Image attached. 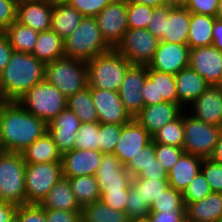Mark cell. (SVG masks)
<instances>
[{
  "mask_svg": "<svg viewBox=\"0 0 222 222\" xmlns=\"http://www.w3.org/2000/svg\"><path fill=\"white\" fill-rule=\"evenodd\" d=\"M48 132V123L17 101L1 103L0 139L2 151L21 153Z\"/></svg>",
  "mask_w": 222,
  "mask_h": 222,
  "instance_id": "cell-1",
  "label": "cell"
},
{
  "mask_svg": "<svg viewBox=\"0 0 222 222\" xmlns=\"http://www.w3.org/2000/svg\"><path fill=\"white\" fill-rule=\"evenodd\" d=\"M45 63L28 53L13 51L0 73V92L5 101H18L34 85L45 80Z\"/></svg>",
  "mask_w": 222,
  "mask_h": 222,
  "instance_id": "cell-2",
  "label": "cell"
},
{
  "mask_svg": "<svg viewBox=\"0 0 222 222\" xmlns=\"http://www.w3.org/2000/svg\"><path fill=\"white\" fill-rule=\"evenodd\" d=\"M87 64V80L90 88L118 92L132 64L114 48L90 59Z\"/></svg>",
  "mask_w": 222,
  "mask_h": 222,
  "instance_id": "cell-3",
  "label": "cell"
},
{
  "mask_svg": "<svg viewBox=\"0 0 222 222\" xmlns=\"http://www.w3.org/2000/svg\"><path fill=\"white\" fill-rule=\"evenodd\" d=\"M111 49L102 37L95 17H83L80 25L64 40V57L84 62Z\"/></svg>",
  "mask_w": 222,
  "mask_h": 222,
  "instance_id": "cell-4",
  "label": "cell"
},
{
  "mask_svg": "<svg viewBox=\"0 0 222 222\" xmlns=\"http://www.w3.org/2000/svg\"><path fill=\"white\" fill-rule=\"evenodd\" d=\"M25 168L21 153L0 151V200L26 204Z\"/></svg>",
  "mask_w": 222,
  "mask_h": 222,
  "instance_id": "cell-5",
  "label": "cell"
},
{
  "mask_svg": "<svg viewBox=\"0 0 222 222\" xmlns=\"http://www.w3.org/2000/svg\"><path fill=\"white\" fill-rule=\"evenodd\" d=\"M45 80L67 98L88 86L87 64L68 57L56 59L46 63Z\"/></svg>",
  "mask_w": 222,
  "mask_h": 222,
  "instance_id": "cell-6",
  "label": "cell"
},
{
  "mask_svg": "<svg viewBox=\"0 0 222 222\" xmlns=\"http://www.w3.org/2000/svg\"><path fill=\"white\" fill-rule=\"evenodd\" d=\"M17 102L29 113L47 123L67 107V98L46 80L26 91Z\"/></svg>",
  "mask_w": 222,
  "mask_h": 222,
  "instance_id": "cell-7",
  "label": "cell"
},
{
  "mask_svg": "<svg viewBox=\"0 0 222 222\" xmlns=\"http://www.w3.org/2000/svg\"><path fill=\"white\" fill-rule=\"evenodd\" d=\"M191 115V116H190ZM183 151L202 158H210L222 132V127L207 124L183 113Z\"/></svg>",
  "mask_w": 222,
  "mask_h": 222,
  "instance_id": "cell-8",
  "label": "cell"
},
{
  "mask_svg": "<svg viewBox=\"0 0 222 222\" xmlns=\"http://www.w3.org/2000/svg\"><path fill=\"white\" fill-rule=\"evenodd\" d=\"M62 177V162L26 164V204H40Z\"/></svg>",
  "mask_w": 222,
  "mask_h": 222,
  "instance_id": "cell-9",
  "label": "cell"
},
{
  "mask_svg": "<svg viewBox=\"0 0 222 222\" xmlns=\"http://www.w3.org/2000/svg\"><path fill=\"white\" fill-rule=\"evenodd\" d=\"M158 44L159 40L148 29L129 28L114 49L132 65H148Z\"/></svg>",
  "mask_w": 222,
  "mask_h": 222,
  "instance_id": "cell-10",
  "label": "cell"
},
{
  "mask_svg": "<svg viewBox=\"0 0 222 222\" xmlns=\"http://www.w3.org/2000/svg\"><path fill=\"white\" fill-rule=\"evenodd\" d=\"M127 10L126 0H113L95 17L102 37L112 48L117 46L129 29Z\"/></svg>",
  "mask_w": 222,
  "mask_h": 222,
  "instance_id": "cell-11",
  "label": "cell"
},
{
  "mask_svg": "<svg viewBox=\"0 0 222 222\" xmlns=\"http://www.w3.org/2000/svg\"><path fill=\"white\" fill-rule=\"evenodd\" d=\"M148 75L147 65H132L118 91L125 110L134 118L145 106L142 89Z\"/></svg>",
  "mask_w": 222,
  "mask_h": 222,
  "instance_id": "cell-12",
  "label": "cell"
},
{
  "mask_svg": "<svg viewBox=\"0 0 222 222\" xmlns=\"http://www.w3.org/2000/svg\"><path fill=\"white\" fill-rule=\"evenodd\" d=\"M101 192L125 190L132 184V176L113 153H103L94 175Z\"/></svg>",
  "mask_w": 222,
  "mask_h": 222,
  "instance_id": "cell-13",
  "label": "cell"
},
{
  "mask_svg": "<svg viewBox=\"0 0 222 222\" xmlns=\"http://www.w3.org/2000/svg\"><path fill=\"white\" fill-rule=\"evenodd\" d=\"M190 48L188 45L159 41L153 59L147 65L148 70H156L175 75L189 67Z\"/></svg>",
  "mask_w": 222,
  "mask_h": 222,
  "instance_id": "cell-14",
  "label": "cell"
},
{
  "mask_svg": "<svg viewBox=\"0 0 222 222\" xmlns=\"http://www.w3.org/2000/svg\"><path fill=\"white\" fill-rule=\"evenodd\" d=\"M189 67L202 76L210 86L222 81V51L211 46L190 49Z\"/></svg>",
  "mask_w": 222,
  "mask_h": 222,
  "instance_id": "cell-15",
  "label": "cell"
},
{
  "mask_svg": "<svg viewBox=\"0 0 222 222\" xmlns=\"http://www.w3.org/2000/svg\"><path fill=\"white\" fill-rule=\"evenodd\" d=\"M153 141L149 132L135 119L123 125L120 139L113 154L126 166L131 157H135L140 150Z\"/></svg>",
  "mask_w": 222,
  "mask_h": 222,
  "instance_id": "cell-16",
  "label": "cell"
},
{
  "mask_svg": "<svg viewBox=\"0 0 222 222\" xmlns=\"http://www.w3.org/2000/svg\"><path fill=\"white\" fill-rule=\"evenodd\" d=\"M91 97L99 123L125 125L132 119L125 110L118 92L91 88Z\"/></svg>",
  "mask_w": 222,
  "mask_h": 222,
  "instance_id": "cell-17",
  "label": "cell"
},
{
  "mask_svg": "<svg viewBox=\"0 0 222 222\" xmlns=\"http://www.w3.org/2000/svg\"><path fill=\"white\" fill-rule=\"evenodd\" d=\"M81 120L67 107L48 123V133L63 155L74 149Z\"/></svg>",
  "mask_w": 222,
  "mask_h": 222,
  "instance_id": "cell-18",
  "label": "cell"
},
{
  "mask_svg": "<svg viewBox=\"0 0 222 222\" xmlns=\"http://www.w3.org/2000/svg\"><path fill=\"white\" fill-rule=\"evenodd\" d=\"M53 0H21L17 2L16 20L35 31L51 28Z\"/></svg>",
  "mask_w": 222,
  "mask_h": 222,
  "instance_id": "cell-19",
  "label": "cell"
},
{
  "mask_svg": "<svg viewBox=\"0 0 222 222\" xmlns=\"http://www.w3.org/2000/svg\"><path fill=\"white\" fill-rule=\"evenodd\" d=\"M186 110L178 103L161 102L144 106L134 117L153 136L167 123L177 119Z\"/></svg>",
  "mask_w": 222,
  "mask_h": 222,
  "instance_id": "cell-20",
  "label": "cell"
},
{
  "mask_svg": "<svg viewBox=\"0 0 222 222\" xmlns=\"http://www.w3.org/2000/svg\"><path fill=\"white\" fill-rule=\"evenodd\" d=\"M102 154L100 151L73 149L62 155L63 177L94 176L98 169Z\"/></svg>",
  "mask_w": 222,
  "mask_h": 222,
  "instance_id": "cell-21",
  "label": "cell"
},
{
  "mask_svg": "<svg viewBox=\"0 0 222 222\" xmlns=\"http://www.w3.org/2000/svg\"><path fill=\"white\" fill-rule=\"evenodd\" d=\"M192 116L200 121L222 127V91L210 86L192 103Z\"/></svg>",
  "mask_w": 222,
  "mask_h": 222,
  "instance_id": "cell-22",
  "label": "cell"
},
{
  "mask_svg": "<svg viewBox=\"0 0 222 222\" xmlns=\"http://www.w3.org/2000/svg\"><path fill=\"white\" fill-rule=\"evenodd\" d=\"M175 82L178 104L182 107L187 104L191 106V103L210 87V84L190 67L175 74Z\"/></svg>",
  "mask_w": 222,
  "mask_h": 222,
  "instance_id": "cell-23",
  "label": "cell"
},
{
  "mask_svg": "<svg viewBox=\"0 0 222 222\" xmlns=\"http://www.w3.org/2000/svg\"><path fill=\"white\" fill-rule=\"evenodd\" d=\"M186 222H220L222 193L211 192L207 197L185 205Z\"/></svg>",
  "mask_w": 222,
  "mask_h": 222,
  "instance_id": "cell-24",
  "label": "cell"
},
{
  "mask_svg": "<svg viewBox=\"0 0 222 222\" xmlns=\"http://www.w3.org/2000/svg\"><path fill=\"white\" fill-rule=\"evenodd\" d=\"M202 162V157L184 152L167 172L169 186L183 193L187 185L201 171Z\"/></svg>",
  "mask_w": 222,
  "mask_h": 222,
  "instance_id": "cell-25",
  "label": "cell"
},
{
  "mask_svg": "<svg viewBox=\"0 0 222 222\" xmlns=\"http://www.w3.org/2000/svg\"><path fill=\"white\" fill-rule=\"evenodd\" d=\"M191 22V12L185 7L169 6L168 19L165 20V31L159 41L187 45Z\"/></svg>",
  "mask_w": 222,
  "mask_h": 222,
  "instance_id": "cell-26",
  "label": "cell"
},
{
  "mask_svg": "<svg viewBox=\"0 0 222 222\" xmlns=\"http://www.w3.org/2000/svg\"><path fill=\"white\" fill-rule=\"evenodd\" d=\"M83 15L64 0H53L51 28L63 40L80 25Z\"/></svg>",
  "mask_w": 222,
  "mask_h": 222,
  "instance_id": "cell-27",
  "label": "cell"
},
{
  "mask_svg": "<svg viewBox=\"0 0 222 222\" xmlns=\"http://www.w3.org/2000/svg\"><path fill=\"white\" fill-rule=\"evenodd\" d=\"M39 205L43 209L51 210H82V207L77 202L75 194L72 192L68 178L65 177H62L54 184Z\"/></svg>",
  "mask_w": 222,
  "mask_h": 222,
  "instance_id": "cell-28",
  "label": "cell"
},
{
  "mask_svg": "<svg viewBox=\"0 0 222 222\" xmlns=\"http://www.w3.org/2000/svg\"><path fill=\"white\" fill-rule=\"evenodd\" d=\"M26 164L61 162L62 154L47 132L21 152Z\"/></svg>",
  "mask_w": 222,
  "mask_h": 222,
  "instance_id": "cell-29",
  "label": "cell"
},
{
  "mask_svg": "<svg viewBox=\"0 0 222 222\" xmlns=\"http://www.w3.org/2000/svg\"><path fill=\"white\" fill-rule=\"evenodd\" d=\"M32 55L45 64L64 57V40L52 29L39 32Z\"/></svg>",
  "mask_w": 222,
  "mask_h": 222,
  "instance_id": "cell-30",
  "label": "cell"
},
{
  "mask_svg": "<svg viewBox=\"0 0 222 222\" xmlns=\"http://www.w3.org/2000/svg\"><path fill=\"white\" fill-rule=\"evenodd\" d=\"M216 17L191 13V22L188 32L190 49L213 44V27Z\"/></svg>",
  "mask_w": 222,
  "mask_h": 222,
  "instance_id": "cell-31",
  "label": "cell"
},
{
  "mask_svg": "<svg viewBox=\"0 0 222 222\" xmlns=\"http://www.w3.org/2000/svg\"><path fill=\"white\" fill-rule=\"evenodd\" d=\"M3 34L8 38L13 51L32 54L39 33L15 20Z\"/></svg>",
  "mask_w": 222,
  "mask_h": 222,
  "instance_id": "cell-32",
  "label": "cell"
},
{
  "mask_svg": "<svg viewBox=\"0 0 222 222\" xmlns=\"http://www.w3.org/2000/svg\"><path fill=\"white\" fill-rule=\"evenodd\" d=\"M82 222H131L124 211L107 206L102 200L86 204L81 210Z\"/></svg>",
  "mask_w": 222,
  "mask_h": 222,
  "instance_id": "cell-33",
  "label": "cell"
},
{
  "mask_svg": "<svg viewBox=\"0 0 222 222\" xmlns=\"http://www.w3.org/2000/svg\"><path fill=\"white\" fill-rule=\"evenodd\" d=\"M66 104L67 108L72 110L82 123L98 121V114L91 97V88L89 86L67 97Z\"/></svg>",
  "mask_w": 222,
  "mask_h": 222,
  "instance_id": "cell-34",
  "label": "cell"
},
{
  "mask_svg": "<svg viewBox=\"0 0 222 222\" xmlns=\"http://www.w3.org/2000/svg\"><path fill=\"white\" fill-rule=\"evenodd\" d=\"M68 180L81 207L101 199V191L95 176L69 177Z\"/></svg>",
  "mask_w": 222,
  "mask_h": 222,
  "instance_id": "cell-35",
  "label": "cell"
},
{
  "mask_svg": "<svg viewBox=\"0 0 222 222\" xmlns=\"http://www.w3.org/2000/svg\"><path fill=\"white\" fill-rule=\"evenodd\" d=\"M153 142L183 148L184 127L183 112L174 121L167 123L152 136Z\"/></svg>",
  "mask_w": 222,
  "mask_h": 222,
  "instance_id": "cell-36",
  "label": "cell"
},
{
  "mask_svg": "<svg viewBox=\"0 0 222 222\" xmlns=\"http://www.w3.org/2000/svg\"><path fill=\"white\" fill-rule=\"evenodd\" d=\"M132 186L140 193L143 200H146V203L151 206L152 202L169 187V182L168 179L132 178Z\"/></svg>",
  "mask_w": 222,
  "mask_h": 222,
  "instance_id": "cell-37",
  "label": "cell"
},
{
  "mask_svg": "<svg viewBox=\"0 0 222 222\" xmlns=\"http://www.w3.org/2000/svg\"><path fill=\"white\" fill-rule=\"evenodd\" d=\"M150 211H185L183 193L169 186L158 198L152 202Z\"/></svg>",
  "mask_w": 222,
  "mask_h": 222,
  "instance_id": "cell-38",
  "label": "cell"
},
{
  "mask_svg": "<svg viewBox=\"0 0 222 222\" xmlns=\"http://www.w3.org/2000/svg\"><path fill=\"white\" fill-rule=\"evenodd\" d=\"M99 122L82 123L77 134L74 149L99 151Z\"/></svg>",
  "mask_w": 222,
  "mask_h": 222,
  "instance_id": "cell-39",
  "label": "cell"
},
{
  "mask_svg": "<svg viewBox=\"0 0 222 222\" xmlns=\"http://www.w3.org/2000/svg\"><path fill=\"white\" fill-rule=\"evenodd\" d=\"M125 212L131 222L146 220L150 214V206L143 200L140 193L132 186H129V194L125 207Z\"/></svg>",
  "mask_w": 222,
  "mask_h": 222,
  "instance_id": "cell-40",
  "label": "cell"
},
{
  "mask_svg": "<svg viewBox=\"0 0 222 222\" xmlns=\"http://www.w3.org/2000/svg\"><path fill=\"white\" fill-rule=\"evenodd\" d=\"M123 125L99 123V151L113 153L120 139Z\"/></svg>",
  "mask_w": 222,
  "mask_h": 222,
  "instance_id": "cell-41",
  "label": "cell"
},
{
  "mask_svg": "<svg viewBox=\"0 0 222 222\" xmlns=\"http://www.w3.org/2000/svg\"><path fill=\"white\" fill-rule=\"evenodd\" d=\"M154 7L128 2L127 21L128 28L147 29Z\"/></svg>",
  "mask_w": 222,
  "mask_h": 222,
  "instance_id": "cell-42",
  "label": "cell"
},
{
  "mask_svg": "<svg viewBox=\"0 0 222 222\" xmlns=\"http://www.w3.org/2000/svg\"><path fill=\"white\" fill-rule=\"evenodd\" d=\"M209 183L206 181L203 173L200 171L187 188L183 191L185 205L204 199L211 193Z\"/></svg>",
  "mask_w": 222,
  "mask_h": 222,
  "instance_id": "cell-43",
  "label": "cell"
},
{
  "mask_svg": "<svg viewBox=\"0 0 222 222\" xmlns=\"http://www.w3.org/2000/svg\"><path fill=\"white\" fill-rule=\"evenodd\" d=\"M158 103H178L175 75L157 71Z\"/></svg>",
  "mask_w": 222,
  "mask_h": 222,
  "instance_id": "cell-44",
  "label": "cell"
},
{
  "mask_svg": "<svg viewBox=\"0 0 222 222\" xmlns=\"http://www.w3.org/2000/svg\"><path fill=\"white\" fill-rule=\"evenodd\" d=\"M155 158V143L152 141L143 147L135 157H131L125 168L132 177H135L142 168H146L153 163Z\"/></svg>",
  "mask_w": 222,
  "mask_h": 222,
  "instance_id": "cell-45",
  "label": "cell"
},
{
  "mask_svg": "<svg viewBox=\"0 0 222 222\" xmlns=\"http://www.w3.org/2000/svg\"><path fill=\"white\" fill-rule=\"evenodd\" d=\"M201 172L212 192L222 193V164L211 158H203Z\"/></svg>",
  "mask_w": 222,
  "mask_h": 222,
  "instance_id": "cell-46",
  "label": "cell"
},
{
  "mask_svg": "<svg viewBox=\"0 0 222 222\" xmlns=\"http://www.w3.org/2000/svg\"><path fill=\"white\" fill-rule=\"evenodd\" d=\"M184 153L182 147L155 143V157L168 172Z\"/></svg>",
  "mask_w": 222,
  "mask_h": 222,
  "instance_id": "cell-47",
  "label": "cell"
},
{
  "mask_svg": "<svg viewBox=\"0 0 222 222\" xmlns=\"http://www.w3.org/2000/svg\"><path fill=\"white\" fill-rule=\"evenodd\" d=\"M84 17H96L113 0H64Z\"/></svg>",
  "mask_w": 222,
  "mask_h": 222,
  "instance_id": "cell-48",
  "label": "cell"
},
{
  "mask_svg": "<svg viewBox=\"0 0 222 222\" xmlns=\"http://www.w3.org/2000/svg\"><path fill=\"white\" fill-rule=\"evenodd\" d=\"M15 222H47L45 209L39 204H23L17 207Z\"/></svg>",
  "mask_w": 222,
  "mask_h": 222,
  "instance_id": "cell-49",
  "label": "cell"
},
{
  "mask_svg": "<svg viewBox=\"0 0 222 222\" xmlns=\"http://www.w3.org/2000/svg\"><path fill=\"white\" fill-rule=\"evenodd\" d=\"M169 6H158L154 8L147 29L160 40L165 31V20L168 19Z\"/></svg>",
  "mask_w": 222,
  "mask_h": 222,
  "instance_id": "cell-50",
  "label": "cell"
},
{
  "mask_svg": "<svg viewBox=\"0 0 222 222\" xmlns=\"http://www.w3.org/2000/svg\"><path fill=\"white\" fill-rule=\"evenodd\" d=\"M145 106L155 105L158 103L157 90V71L148 70V75L145 79V84L142 89Z\"/></svg>",
  "mask_w": 222,
  "mask_h": 222,
  "instance_id": "cell-51",
  "label": "cell"
},
{
  "mask_svg": "<svg viewBox=\"0 0 222 222\" xmlns=\"http://www.w3.org/2000/svg\"><path fill=\"white\" fill-rule=\"evenodd\" d=\"M16 0H0V32H4L15 20Z\"/></svg>",
  "mask_w": 222,
  "mask_h": 222,
  "instance_id": "cell-52",
  "label": "cell"
},
{
  "mask_svg": "<svg viewBox=\"0 0 222 222\" xmlns=\"http://www.w3.org/2000/svg\"><path fill=\"white\" fill-rule=\"evenodd\" d=\"M129 187L115 192H101V199L107 206L125 212Z\"/></svg>",
  "mask_w": 222,
  "mask_h": 222,
  "instance_id": "cell-53",
  "label": "cell"
},
{
  "mask_svg": "<svg viewBox=\"0 0 222 222\" xmlns=\"http://www.w3.org/2000/svg\"><path fill=\"white\" fill-rule=\"evenodd\" d=\"M218 0H188L185 8L191 13L216 17Z\"/></svg>",
  "mask_w": 222,
  "mask_h": 222,
  "instance_id": "cell-54",
  "label": "cell"
},
{
  "mask_svg": "<svg viewBox=\"0 0 222 222\" xmlns=\"http://www.w3.org/2000/svg\"><path fill=\"white\" fill-rule=\"evenodd\" d=\"M45 216L47 222H80L81 210H51L45 209Z\"/></svg>",
  "mask_w": 222,
  "mask_h": 222,
  "instance_id": "cell-55",
  "label": "cell"
},
{
  "mask_svg": "<svg viewBox=\"0 0 222 222\" xmlns=\"http://www.w3.org/2000/svg\"><path fill=\"white\" fill-rule=\"evenodd\" d=\"M148 220L149 222H186V213L185 211H151Z\"/></svg>",
  "mask_w": 222,
  "mask_h": 222,
  "instance_id": "cell-56",
  "label": "cell"
},
{
  "mask_svg": "<svg viewBox=\"0 0 222 222\" xmlns=\"http://www.w3.org/2000/svg\"><path fill=\"white\" fill-rule=\"evenodd\" d=\"M133 178L144 179H167V172L161 163L155 158L154 162L142 170Z\"/></svg>",
  "mask_w": 222,
  "mask_h": 222,
  "instance_id": "cell-57",
  "label": "cell"
},
{
  "mask_svg": "<svg viewBox=\"0 0 222 222\" xmlns=\"http://www.w3.org/2000/svg\"><path fill=\"white\" fill-rule=\"evenodd\" d=\"M12 52L13 48L10 45L8 38L3 34V32H0V73L8 64Z\"/></svg>",
  "mask_w": 222,
  "mask_h": 222,
  "instance_id": "cell-58",
  "label": "cell"
},
{
  "mask_svg": "<svg viewBox=\"0 0 222 222\" xmlns=\"http://www.w3.org/2000/svg\"><path fill=\"white\" fill-rule=\"evenodd\" d=\"M17 207L15 204L0 200V222H14Z\"/></svg>",
  "mask_w": 222,
  "mask_h": 222,
  "instance_id": "cell-59",
  "label": "cell"
},
{
  "mask_svg": "<svg viewBox=\"0 0 222 222\" xmlns=\"http://www.w3.org/2000/svg\"><path fill=\"white\" fill-rule=\"evenodd\" d=\"M212 45L222 51V20L218 18L214 22Z\"/></svg>",
  "mask_w": 222,
  "mask_h": 222,
  "instance_id": "cell-60",
  "label": "cell"
},
{
  "mask_svg": "<svg viewBox=\"0 0 222 222\" xmlns=\"http://www.w3.org/2000/svg\"><path fill=\"white\" fill-rule=\"evenodd\" d=\"M213 161L222 164V132L219 136V140L216 143L214 153L210 157Z\"/></svg>",
  "mask_w": 222,
  "mask_h": 222,
  "instance_id": "cell-61",
  "label": "cell"
},
{
  "mask_svg": "<svg viewBox=\"0 0 222 222\" xmlns=\"http://www.w3.org/2000/svg\"><path fill=\"white\" fill-rule=\"evenodd\" d=\"M127 2H131V3H139V4H144V5H148L151 7H158V6H164L167 5V1L166 0H126Z\"/></svg>",
  "mask_w": 222,
  "mask_h": 222,
  "instance_id": "cell-62",
  "label": "cell"
},
{
  "mask_svg": "<svg viewBox=\"0 0 222 222\" xmlns=\"http://www.w3.org/2000/svg\"><path fill=\"white\" fill-rule=\"evenodd\" d=\"M167 5L171 7H185L188 0H166Z\"/></svg>",
  "mask_w": 222,
  "mask_h": 222,
  "instance_id": "cell-63",
  "label": "cell"
},
{
  "mask_svg": "<svg viewBox=\"0 0 222 222\" xmlns=\"http://www.w3.org/2000/svg\"><path fill=\"white\" fill-rule=\"evenodd\" d=\"M216 18L222 20V0H218V7L216 12Z\"/></svg>",
  "mask_w": 222,
  "mask_h": 222,
  "instance_id": "cell-64",
  "label": "cell"
},
{
  "mask_svg": "<svg viewBox=\"0 0 222 222\" xmlns=\"http://www.w3.org/2000/svg\"><path fill=\"white\" fill-rule=\"evenodd\" d=\"M5 102V100L3 99L2 93L0 92V103Z\"/></svg>",
  "mask_w": 222,
  "mask_h": 222,
  "instance_id": "cell-65",
  "label": "cell"
},
{
  "mask_svg": "<svg viewBox=\"0 0 222 222\" xmlns=\"http://www.w3.org/2000/svg\"><path fill=\"white\" fill-rule=\"evenodd\" d=\"M0 118H1V103H0ZM0 151H2L1 139H0Z\"/></svg>",
  "mask_w": 222,
  "mask_h": 222,
  "instance_id": "cell-66",
  "label": "cell"
},
{
  "mask_svg": "<svg viewBox=\"0 0 222 222\" xmlns=\"http://www.w3.org/2000/svg\"><path fill=\"white\" fill-rule=\"evenodd\" d=\"M133 222H149V220L146 219V220H139V221H133Z\"/></svg>",
  "mask_w": 222,
  "mask_h": 222,
  "instance_id": "cell-67",
  "label": "cell"
},
{
  "mask_svg": "<svg viewBox=\"0 0 222 222\" xmlns=\"http://www.w3.org/2000/svg\"><path fill=\"white\" fill-rule=\"evenodd\" d=\"M218 87L221 89L222 91V81L220 82V84L218 85Z\"/></svg>",
  "mask_w": 222,
  "mask_h": 222,
  "instance_id": "cell-68",
  "label": "cell"
}]
</instances>
